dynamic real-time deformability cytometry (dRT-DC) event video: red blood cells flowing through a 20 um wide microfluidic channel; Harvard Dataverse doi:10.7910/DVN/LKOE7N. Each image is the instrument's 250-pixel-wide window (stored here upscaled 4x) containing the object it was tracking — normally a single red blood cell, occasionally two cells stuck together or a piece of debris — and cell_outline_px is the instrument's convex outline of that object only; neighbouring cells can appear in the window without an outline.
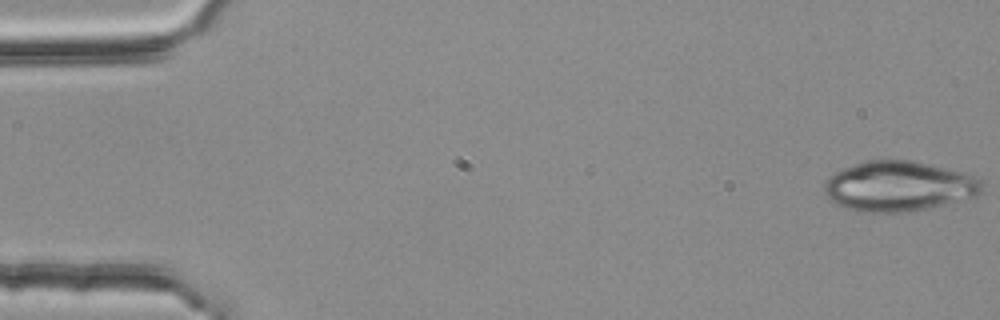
{"species": "common noctule bat (a hibernating species)", "species_latin": "Nyctalus noctula", "temperature_condition": "room temperature", "stored_images_in_passage": 54, "camera_frame_rate_fps": 3000, "um_per_image_px": 0.085, "animal": {"sex": "female", "body_mass_g": 25.1}, "frame": {"image": 1, "passage_image": 1, "time_ms": 0.0, "image_size_px": [1000, 320], "cell_outline_px": [[984, 192], [980, 196], [912, 212], [868, 212], [836, 204], [828, 200], [824, 192], [824, 180], [828, 176], [844, 168], [864, 160], [908, 160], [968, 172], [980, 180], [984, 188]], "centroid_in_image_um": [76.44, 15.83], "position_along_channel_um": 8.6, "area_um2": 46.53}}
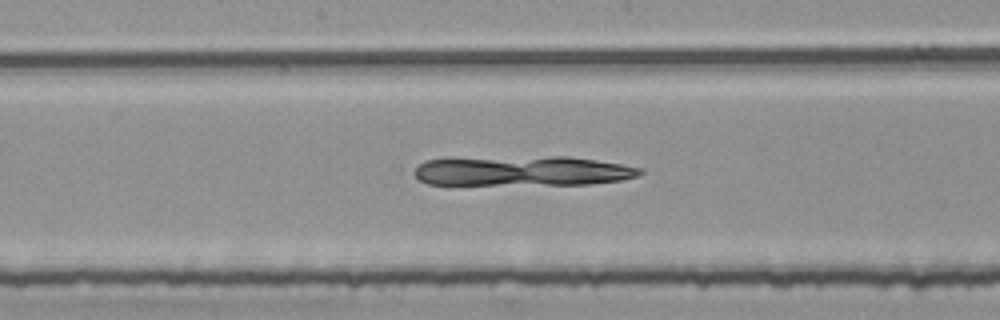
{"frame": {"image": 2, "passage_image": 28, "time_ms": 9.0, "image_size_px": [1000, 320], "cell_outline_px": [[644, 172], [640, 176], [620, 180], [588, 184], [428, 184], [420, 180], [412, 172], [424, 160], [552, 156], [568, 156], [596, 160], [644, 168]], "centroid_in_image_um": [44.49, 14.53], "position_along_channel_um": 203.7, "area_um2": 38.84}}
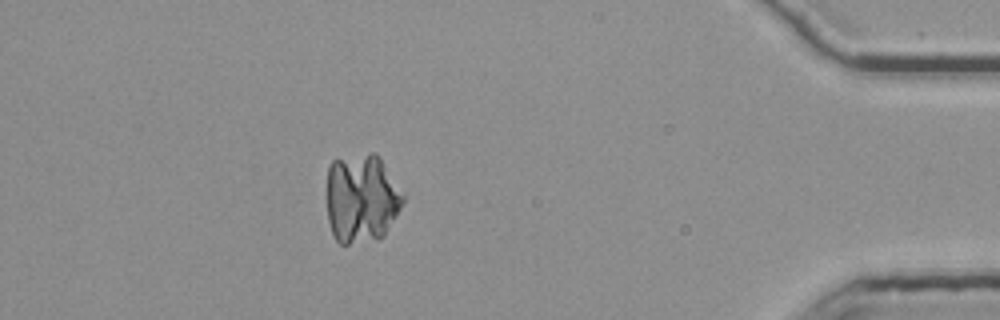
{"frame": {"image": 3, "passage_image": 48, "time_ms": 15.667, "image_size_px": [1000, 320], "cell_outline_px": [[404, 204], [384, 236], [376, 240], [348, 244], [340, 244], [336, 240], [332, 232], [328, 220], [328, 168], [332, 160], [368, 152], [376, 152], [380, 156], [404, 196]], "centroid_in_image_um": [30.75, 16.86], "position_along_channel_um": 404.5, "area_um2": 39.88}}